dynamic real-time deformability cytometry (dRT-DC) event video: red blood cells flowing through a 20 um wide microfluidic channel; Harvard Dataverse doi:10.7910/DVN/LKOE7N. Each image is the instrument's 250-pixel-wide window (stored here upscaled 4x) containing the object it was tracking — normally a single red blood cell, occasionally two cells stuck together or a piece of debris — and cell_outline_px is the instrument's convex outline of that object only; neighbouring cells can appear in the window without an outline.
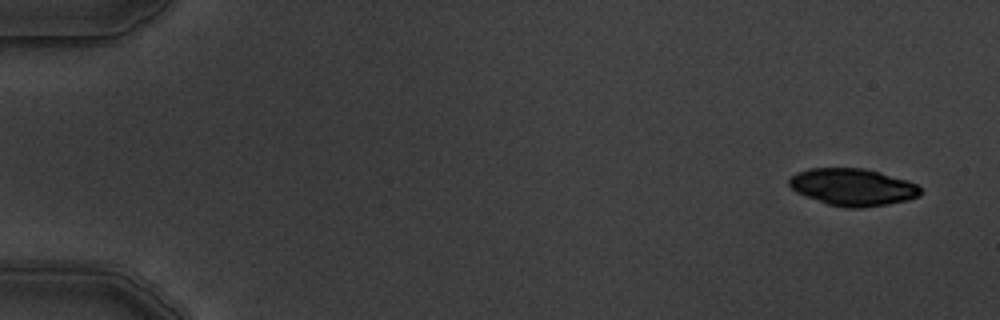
{"species": "common noctule bat (a hibernating species)", "species_latin": "Nyctalus noctula", "temperature_condition": "warm", "stored_images_in_passage": 5, "camera_frame_rate_fps": 3000, "um_per_image_px": 0.085, "animal": {"sex": "male", "body_mass_g": 19.5, "forearm_length_mm": 54.6}, "frame": {"image": 1, "passage_image": 1, "time_ms": 0.0, "image_size_px": [1000, 320], "cell_outline_px": [[920, 196], [908, 200], [888, 204], [860, 208], [848, 208], [828, 204], [796, 192], [788, 184], [788, 180], [796, 172], [808, 168], [864, 168], [880, 172], [908, 180], [916, 184], [920, 188]], "centroid_in_image_um": [72.49, 15.89], "position_along_channel_um": 12.5, "area_um2": 28.44}}